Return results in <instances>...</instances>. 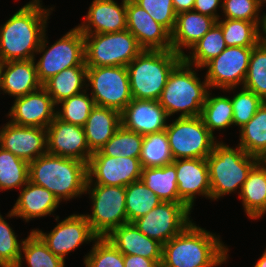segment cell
Wrapping results in <instances>:
<instances>
[{"instance_id": "cell-11", "label": "cell", "mask_w": 266, "mask_h": 267, "mask_svg": "<svg viewBox=\"0 0 266 267\" xmlns=\"http://www.w3.org/2000/svg\"><path fill=\"white\" fill-rule=\"evenodd\" d=\"M86 86L95 105L120 113L133 99L126 66L87 67Z\"/></svg>"}, {"instance_id": "cell-16", "label": "cell", "mask_w": 266, "mask_h": 267, "mask_svg": "<svg viewBox=\"0 0 266 267\" xmlns=\"http://www.w3.org/2000/svg\"><path fill=\"white\" fill-rule=\"evenodd\" d=\"M47 153L80 160L88 165L93 154L87 144L84 129L57 116L48 125Z\"/></svg>"}, {"instance_id": "cell-9", "label": "cell", "mask_w": 266, "mask_h": 267, "mask_svg": "<svg viewBox=\"0 0 266 267\" xmlns=\"http://www.w3.org/2000/svg\"><path fill=\"white\" fill-rule=\"evenodd\" d=\"M91 199V214H84L98 237H107L115 228L128 223L125 187L86 184Z\"/></svg>"}, {"instance_id": "cell-45", "label": "cell", "mask_w": 266, "mask_h": 267, "mask_svg": "<svg viewBox=\"0 0 266 267\" xmlns=\"http://www.w3.org/2000/svg\"><path fill=\"white\" fill-rule=\"evenodd\" d=\"M142 7L159 24L170 33L173 31L177 14L174 10L173 0H133Z\"/></svg>"}, {"instance_id": "cell-27", "label": "cell", "mask_w": 266, "mask_h": 267, "mask_svg": "<svg viewBox=\"0 0 266 267\" xmlns=\"http://www.w3.org/2000/svg\"><path fill=\"white\" fill-rule=\"evenodd\" d=\"M120 126V112L95 105L83 126L90 151L92 153L99 151Z\"/></svg>"}, {"instance_id": "cell-44", "label": "cell", "mask_w": 266, "mask_h": 267, "mask_svg": "<svg viewBox=\"0 0 266 267\" xmlns=\"http://www.w3.org/2000/svg\"><path fill=\"white\" fill-rule=\"evenodd\" d=\"M5 219L0 214V257L10 267H16L22 254L23 240L19 241L17 239L13 228L10 227V224Z\"/></svg>"}, {"instance_id": "cell-51", "label": "cell", "mask_w": 266, "mask_h": 267, "mask_svg": "<svg viewBox=\"0 0 266 267\" xmlns=\"http://www.w3.org/2000/svg\"><path fill=\"white\" fill-rule=\"evenodd\" d=\"M254 267H266V249L254 265Z\"/></svg>"}, {"instance_id": "cell-50", "label": "cell", "mask_w": 266, "mask_h": 267, "mask_svg": "<svg viewBox=\"0 0 266 267\" xmlns=\"http://www.w3.org/2000/svg\"><path fill=\"white\" fill-rule=\"evenodd\" d=\"M195 4V0H173L174 10L176 14L192 11Z\"/></svg>"}, {"instance_id": "cell-21", "label": "cell", "mask_w": 266, "mask_h": 267, "mask_svg": "<svg viewBox=\"0 0 266 267\" xmlns=\"http://www.w3.org/2000/svg\"><path fill=\"white\" fill-rule=\"evenodd\" d=\"M168 118L159 101L133 98L121 112V125L145 136L165 130Z\"/></svg>"}, {"instance_id": "cell-37", "label": "cell", "mask_w": 266, "mask_h": 267, "mask_svg": "<svg viewBox=\"0 0 266 267\" xmlns=\"http://www.w3.org/2000/svg\"><path fill=\"white\" fill-rule=\"evenodd\" d=\"M29 163L0 146V191L22 188L29 181Z\"/></svg>"}, {"instance_id": "cell-38", "label": "cell", "mask_w": 266, "mask_h": 267, "mask_svg": "<svg viewBox=\"0 0 266 267\" xmlns=\"http://www.w3.org/2000/svg\"><path fill=\"white\" fill-rule=\"evenodd\" d=\"M222 29L227 47H255L258 44L257 25L239 19H224L216 22Z\"/></svg>"}, {"instance_id": "cell-34", "label": "cell", "mask_w": 266, "mask_h": 267, "mask_svg": "<svg viewBox=\"0 0 266 267\" xmlns=\"http://www.w3.org/2000/svg\"><path fill=\"white\" fill-rule=\"evenodd\" d=\"M125 197V207L129 223L146 215L162 202L141 179L125 187Z\"/></svg>"}, {"instance_id": "cell-46", "label": "cell", "mask_w": 266, "mask_h": 267, "mask_svg": "<svg viewBox=\"0 0 266 267\" xmlns=\"http://www.w3.org/2000/svg\"><path fill=\"white\" fill-rule=\"evenodd\" d=\"M221 11L224 19L246 20L256 25L261 12L257 0H223Z\"/></svg>"}, {"instance_id": "cell-36", "label": "cell", "mask_w": 266, "mask_h": 267, "mask_svg": "<svg viewBox=\"0 0 266 267\" xmlns=\"http://www.w3.org/2000/svg\"><path fill=\"white\" fill-rule=\"evenodd\" d=\"M139 160L142 168L162 167L174 161L165 130L144 136Z\"/></svg>"}, {"instance_id": "cell-42", "label": "cell", "mask_w": 266, "mask_h": 267, "mask_svg": "<svg viewBox=\"0 0 266 267\" xmlns=\"http://www.w3.org/2000/svg\"><path fill=\"white\" fill-rule=\"evenodd\" d=\"M84 256L85 267H124V255L106 237H98Z\"/></svg>"}, {"instance_id": "cell-12", "label": "cell", "mask_w": 266, "mask_h": 267, "mask_svg": "<svg viewBox=\"0 0 266 267\" xmlns=\"http://www.w3.org/2000/svg\"><path fill=\"white\" fill-rule=\"evenodd\" d=\"M185 203L161 202L132 223L144 235L162 245L180 234L193 220Z\"/></svg>"}, {"instance_id": "cell-53", "label": "cell", "mask_w": 266, "mask_h": 267, "mask_svg": "<svg viewBox=\"0 0 266 267\" xmlns=\"http://www.w3.org/2000/svg\"><path fill=\"white\" fill-rule=\"evenodd\" d=\"M0 267H10V266L0 257Z\"/></svg>"}, {"instance_id": "cell-14", "label": "cell", "mask_w": 266, "mask_h": 267, "mask_svg": "<svg viewBox=\"0 0 266 267\" xmlns=\"http://www.w3.org/2000/svg\"><path fill=\"white\" fill-rule=\"evenodd\" d=\"M59 223L50 231L44 233L39 229H32L47 245L48 249L65 261L66 255L74 251L83 243L95 241L98 236L93 232L91 225L84 214H72L62 221L55 217Z\"/></svg>"}, {"instance_id": "cell-52", "label": "cell", "mask_w": 266, "mask_h": 267, "mask_svg": "<svg viewBox=\"0 0 266 267\" xmlns=\"http://www.w3.org/2000/svg\"><path fill=\"white\" fill-rule=\"evenodd\" d=\"M258 162L266 168V151L258 158Z\"/></svg>"}, {"instance_id": "cell-19", "label": "cell", "mask_w": 266, "mask_h": 267, "mask_svg": "<svg viewBox=\"0 0 266 267\" xmlns=\"http://www.w3.org/2000/svg\"><path fill=\"white\" fill-rule=\"evenodd\" d=\"M127 30L144 50H171V33L133 0H126Z\"/></svg>"}, {"instance_id": "cell-22", "label": "cell", "mask_w": 266, "mask_h": 267, "mask_svg": "<svg viewBox=\"0 0 266 267\" xmlns=\"http://www.w3.org/2000/svg\"><path fill=\"white\" fill-rule=\"evenodd\" d=\"M83 35L127 30L126 0H93L83 23L77 26Z\"/></svg>"}, {"instance_id": "cell-24", "label": "cell", "mask_w": 266, "mask_h": 267, "mask_svg": "<svg viewBox=\"0 0 266 267\" xmlns=\"http://www.w3.org/2000/svg\"><path fill=\"white\" fill-rule=\"evenodd\" d=\"M59 204V200L48 189L28 181L21 188L19 197L7 217H20L29 222L35 218L53 215Z\"/></svg>"}, {"instance_id": "cell-4", "label": "cell", "mask_w": 266, "mask_h": 267, "mask_svg": "<svg viewBox=\"0 0 266 267\" xmlns=\"http://www.w3.org/2000/svg\"><path fill=\"white\" fill-rule=\"evenodd\" d=\"M194 68L182 59L170 72L158 100L169 117L178 112L181 118L200 116L210 88Z\"/></svg>"}, {"instance_id": "cell-31", "label": "cell", "mask_w": 266, "mask_h": 267, "mask_svg": "<svg viewBox=\"0 0 266 267\" xmlns=\"http://www.w3.org/2000/svg\"><path fill=\"white\" fill-rule=\"evenodd\" d=\"M239 146L249 155L259 158L266 151V102L239 129Z\"/></svg>"}, {"instance_id": "cell-43", "label": "cell", "mask_w": 266, "mask_h": 267, "mask_svg": "<svg viewBox=\"0 0 266 267\" xmlns=\"http://www.w3.org/2000/svg\"><path fill=\"white\" fill-rule=\"evenodd\" d=\"M233 108V125L241 128L244 126L262 106L264 101L254 92L241 88L231 97Z\"/></svg>"}, {"instance_id": "cell-2", "label": "cell", "mask_w": 266, "mask_h": 267, "mask_svg": "<svg viewBox=\"0 0 266 267\" xmlns=\"http://www.w3.org/2000/svg\"><path fill=\"white\" fill-rule=\"evenodd\" d=\"M191 222L180 234L162 245L163 267H215L229 258L220 236Z\"/></svg>"}, {"instance_id": "cell-54", "label": "cell", "mask_w": 266, "mask_h": 267, "mask_svg": "<svg viewBox=\"0 0 266 267\" xmlns=\"http://www.w3.org/2000/svg\"><path fill=\"white\" fill-rule=\"evenodd\" d=\"M257 1H258L259 6H260V9L262 6H264L263 3H266V0H257Z\"/></svg>"}, {"instance_id": "cell-35", "label": "cell", "mask_w": 266, "mask_h": 267, "mask_svg": "<svg viewBox=\"0 0 266 267\" xmlns=\"http://www.w3.org/2000/svg\"><path fill=\"white\" fill-rule=\"evenodd\" d=\"M19 262L16 267H22L25 259L29 267H65V261L54 255L42 241V239L31 230L28 237L23 239ZM24 256V258H23Z\"/></svg>"}, {"instance_id": "cell-41", "label": "cell", "mask_w": 266, "mask_h": 267, "mask_svg": "<svg viewBox=\"0 0 266 267\" xmlns=\"http://www.w3.org/2000/svg\"><path fill=\"white\" fill-rule=\"evenodd\" d=\"M266 102V45L253 47L243 86Z\"/></svg>"}, {"instance_id": "cell-49", "label": "cell", "mask_w": 266, "mask_h": 267, "mask_svg": "<svg viewBox=\"0 0 266 267\" xmlns=\"http://www.w3.org/2000/svg\"><path fill=\"white\" fill-rule=\"evenodd\" d=\"M257 37L259 44L266 45V13L264 12L263 15H259V21L257 24Z\"/></svg>"}, {"instance_id": "cell-23", "label": "cell", "mask_w": 266, "mask_h": 267, "mask_svg": "<svg viewBox=\"0 0 266 267\" xmlns=\"http://www.w3.org/2000/svg\"><path fill=\"white\" fill-rule=\"evenodd\" d=\"M41 87L36 59L0 63V91H3V94L17 98Z\"/></svg>"}, {"instance_id": "cell-17", "label": "cell", "mask_w": 266, "mask_h": 267, "mask_svg": "<svg viewBox=\"0 0 266 267\" xmlns=\"http://www.w3.org/2000/svg\"><path fill=\"white\" fill-rule=\"evenodd\" d=\"M0 146L30 163L47 153V130L20 126L8 121L0 129Z\"/></svg>"}, {"instance_id": "cell-39", "label": "cell", "mask_w": 266, "mask_h": 267, "mask_svg": "<svg viewBox=\"0 0 266 267\" xmlns=\"http://www.w3.org/2000/svg\"><path fill=\"white\" fill-rule=\"evenodd\" d=\"M143 139V135L130 131L121 125L99 151L110 157L140 158Z\"/></svg>"}, {"instance_id": "cell-3", "label": "cell", "mask_w": 266, "mask_h": 267, "mask_svg": "<svg viewBox=\"0 0 266 267\" xmlns=\"http://www.w3.org/2000/svg\"><path fill=\"white\" fill-rule=\"evenodd\" d=\"M29 181L48 189L61 202L85 193L87 164L45 153L29 163Z\"/></svg>"}, {"instance_id": "cell-10", "label": "cell", "mask_w": 266, "mask_h": 267, "mask_svg": "<svg viewBox=\"0 0 266 267\" xmlns=\"http://www.w3.org/2000/svg\"><path fill=\"white\" fill-rule=\"evenodd\" d=\"M173 159H205L218 142L200 116L177 117L165 129Z\"/></svg>"}, {"instance_id": "cell-30", "label": "cell", "mask_w": 266, "mask_h": 267, "mask_svg": "<svg viewBox=\"0 0 266 267\" xmlns=\"http://www.w3.org/2000/svg\"><path fill=\"white\" fill-rule=\"evenodd\" d=\"M141 180L163 202L184 203L178 195L176 167L172 163L142 168Z\"/></svg>"}, {"instance_id": "cell-28", "label": "cell", "mask_w": 266, "mask_h": 267, "mask_svg": "<svg viewBox=\"0 0 266 267\" xmlns=\"http://www.w3.org/2000/svg\"><path fill=\"white\" fill-rule=\"evenodd\" d=\"M237 193L248 218L257 220L266 214V168L258 162Z\"/></svg>"}, {"instance_id": "cell-7", "label": "cell", "mask_w": 266, "mask_h": 267, "mask_svg": "<svg viewBox=\"0 0 266 267\" xmlns=\"http://www.w3.org/2000/svg\"><path fill=\"white\" fill-rule=\"evenodd\" d=\"M84 40L87 67L127 66L144 50L129 30L84 35Z\"/></svg>"}, {"instance_id": "cell-18", "label": "cell", "mask_w": 266, "mask_h": 267, "mask_svg": "<svg viewBox=\"0 0 266 267\" xmlns=\"http://www.w3.org/2000/svg\"><path fill=\"white\" fill-rule=\"evenodd\" d=\"M56 109L57 105L51 96L41 87L15 98L7 117L16 125L47 128L56 117Z\"/></svg>"}, {"instance_id": "cell-5", "label": "cell", "mask_w": 266, "mask_h": 267, "mask_svg": "<svg viewBox=\"0 0 266 267\" xmlns=\"http://www.w3.org/2000/svg\"><path fill=\"white\" fill-rule=\"evenodd\" d=\"M209 169L211 199L216 200L237 189L241 191L248 173L258 158L247 154L239 145L235 148L218 141L206 158Z\"/></svg>"}, {"instance_id": "cell-48", "label": "cell", "mask_w": 266, "mask_h": 267, "mask_svg": "<svg viewBox=\"0 0 266 267\" xmlns=\"http://www.w3.org/2000/svg\"><path fill=\"white\" fill-rule=\"evenodd\" d=\"M153 259H147L138 255H124V267H158Z\"/></svg>"}, {"instance_id": "cell-25", "label": "cell", "mask_w": 266, "mask_h": 267, "mask_svg": "<svg viewBox=\"0 0 266 267\" xmlns=\"http://www.w3.org/2000/svg\"><path fill=\"white\" fill-rule=\"evenodd\" d=\"M123 255H138L162 262V244L141 233L133 223L122 224L107 237Z\"/></svg>"}, {"instance_id": "cell-32", "label": "cell", "mask_w": 266, "mask_h": 267, "mask_svg": "<svg viewBox=\"0 0 266 267\" xmlns=\"http://www.w3.org/2000/svg\"><path fill=\"white\" fill-rule=\"evenodd\" d=\"M200 117L207 129L214 135L215 130H223L233 126V108L231 97L212 96V91L207 93Z\"/></svg>"}, {"instance_id": "cell-20", "label": "cell", "mask_w": 266, "mask_h": 267, "mask_svg": "<svg viewBox=\"0 0 266 267\" xmlns=\"http://www.w3.org/2000/svg\"><path fill=\"white\" fill-rule=\"evenodd\" d=\"M172 164L176 167L179 198L191 210L196 195L211 199L209 169L206 158L176 159Z\"/></svg>"}, {"instance_id": "cell-1", "label": "cell", "mask_w": 266, "mask_h": 267, "mask_svg": "<svg viewBox=\"0 0 266 267\" xmlns=\"http://www.w3.org/2000/svg\"><path fill=\"white\" fill-rule=\"evenodd\" d=\"M32 0L0 27V63L35 59L53 7ZM52 10V11H51Z\"/></svg>"}, {"instance_id": "cell-6", "label": "cell", "mask_w": 266, "mask_h": 267, "mask_svg": "<svg viewBox=\"0 0 266 267\" xmlns=\"http://www.w3.org/2000/svg\"><path fill=\"white\" fill-rule=\"evenodd\" d=\"M182 56L171 50H143L126 67L132 97L159 100L167 78Z\"/></svg>"}, {"instance_id": "cell-40", "label": "cell", "mask_w": 266, "mask_h": 267, "mask_svg": "<svg viewBox=\"0 0 266 267\" xmlns=\"http://www.w3.org/2000/svg\"><path fill=\"white\" fill-rule=\"evenodd\" d=\"M87 91L88 89L58 103L61 108L56 110V116L64 122L83 127L95 107V102Z\"/></svg>"}, {"instance_id": "cell-13", "label": "cell", "mask_w": 266, "mask_h": 267, "mask_svg": "<svg viewBox=\"0 0 266 267\" xmlns=\"http://www.w3.org/2000/svg\"><path fill=\"white\" fill-rule=\"evenodd\" d=\"M253 47H226L217 57L206 63V79L212 89H223V92L233 91L237 86H243L248 72V65Z\"/></svg>"}, {"instance_id": "cell-47", "label": "cell", "mask_w": 266, "mask_h": 267, "mask_svg": "<svg viewBox=\"0 0 266 267\" xmlns=\"http://www.w3.org/2000/svg\"><path fill=\"white\" fill-rule=\"evenodd\" d=\"M222 2L223 0H195L193 11L210 16L218 21L222 17L220 18V15H218L217 8H222Z\"/></svg>"}, {"instance_id": "cell-33", "label": "cell", "mask_w": 266, "mask_h": 267, "mask_svg": "<svg viewBox=\"0 0 266 267\" xmlns=\"http://www.w3.org/2000/svg\"><path fill=\"white\" fill-rule=\"evenodd\" d=\"M225 39L221 27L216 23L190 50L189 55H183L182 59L195 66V70L220 55L226 48Z\"/></svg>"}, {"instance_id": "cell-29", "label": "cell", "mask_w": 266, "mask_h": 267, "mask_svg": "<svg viewBox=\"0 0 266 267\" xmlns=\"http://www.w3.org/2000/svg\"><path fill=\"white\" fill-rule=\"evenodd\" d=\"M87 67H71L50 77L42 84L54 103H58L86 90Z\"/></svg>"}, {"instance_id": "cell-26", "label": "cell", "mask_w": 266, "mask_h": 267, "mask_svg": "<svg viewBox=\"0 0 266 267\" xmlns=\"http://www.w3.org/2000/svg\"><path fill=\"white\" fill-rule=\"evenodd\" d=\"M216 22L214 18L193 10L178 13L171 32L172 50L183 57V49L190 50Z\"/></svg>"}, {"instance_id": "cell-15", "label": "cell", "mask_w": 266, "mask_h": 267, "mask_svg": "<svg viewBox=\"0 0 266 267\" xmlns=\"http://www.w3.org/2000/svg\"><path fill=\"white\" fill-rule=\"evenodd\" d=\"M142 166L139 158L110 157L94 152L87 165V183L126 187L141 179Z\"/></svg>"}, {"instance_id": "cell-8", "label": "cell", "mask_w": 266, "mask_h": 267, "mask_svg": "<svg viewBox=\"0 0 266 267\" xmlns=\"http://www.w3.org/2000/svg\"><path fill=\"white\" fill-rule=\"evenodd\" d=\"M46 39L45 31L36 52L37 55L38 53L42 54L36 63L37 76L42 84L67 68L87 67L84 35L77 26L65 33L50 47H48L49 43Z\"/></svg>"}]
</instances>
